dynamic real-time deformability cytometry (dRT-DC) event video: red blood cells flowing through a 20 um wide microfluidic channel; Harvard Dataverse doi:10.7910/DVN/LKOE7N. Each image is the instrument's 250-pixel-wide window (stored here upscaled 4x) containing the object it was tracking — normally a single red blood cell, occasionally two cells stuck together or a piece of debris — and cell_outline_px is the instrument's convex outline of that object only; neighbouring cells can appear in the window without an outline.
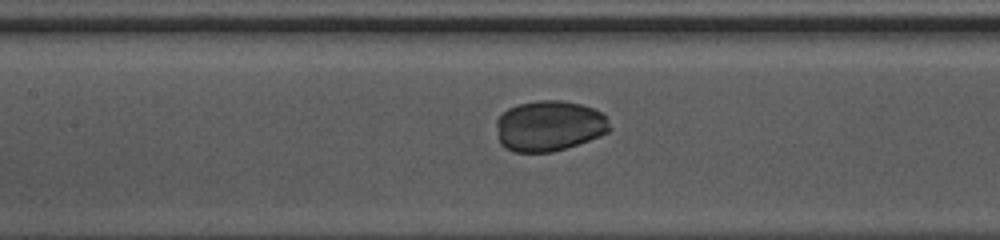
{"species": "common noctule bat (a hibernating species)", "species_latin": "Nyctalus noctula", "temperature_condition": "warm", "stored_images_in_passage": 32, "camera_frame_rate_fps": 3000, "um_per_image_px": 0.085, "animal": {"sex": "female", "body_mass_g": 10.0, "forearm_length_mm": 53.1}, "frame": {"image": 1, "passage_image": 9, "time_ms": 2.667, "image_size_px": [1000, 240], "cell_outline_px": [[612, 128], [608, 132], [600, 136], [552, 152], [516, 152], [500, 144], [496, 124], [496, 120], [508, 108], [520, 104], [540, 100], [560, 100], [580, 104], [592, 108], [600, 112], [608, 120]], "centroid_in_image_um": [46.68, 10.7], "position_along_channel_um": 160.7, "area_um2": 33.12}}
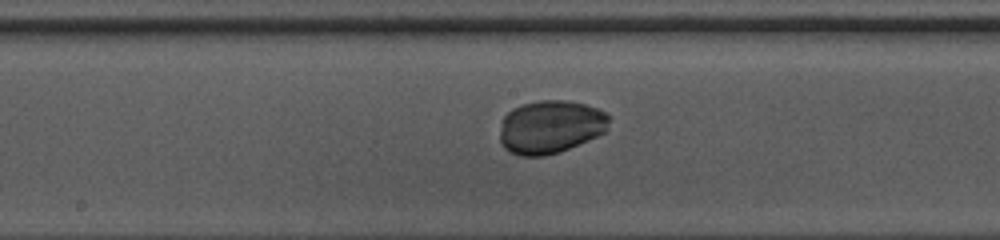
{"frame": {"image": 2, "passage_image": 12, "time_ms": 3.667, "image_size_px": [1000, 240], "cell_outline_px": [[608, 128], [604, 132], [596, 136], [560, 152], [544, 156], [520, 156], [504, 148], [500, 140], [500, 132], [504, 116], [512, 108], [524, 104], [540, 100], [568, 100], [584, 104], [596, 108], [604, 112], [608, 116]], "centroid_in_image_um": [46.77, 10.78], "position_along_channel_um": 201.4, "area_um2": 33.64}}
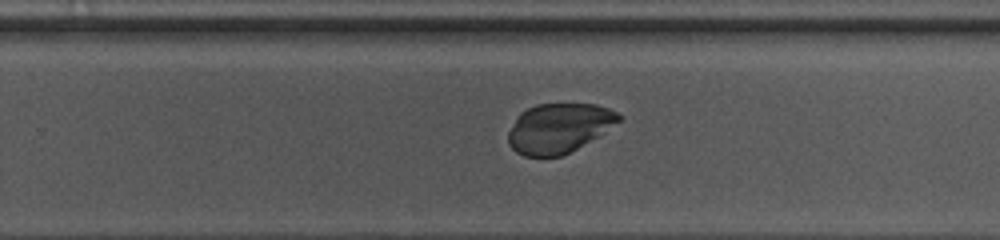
{"frame": {"image": 3, "passage_image": 18, "time_ms": 5.667, "image_size_px": [1000, 240], "cell_outline_px": [[624, 116], [620, 120], [600, 136], [560, 156], [524, 156], [516, 152], [508, 144], [508, 132], [516, 116], [520, 112], [536, 104], [596, 104], [608, 108]], "centroid_in_image_um": [47.5, 10.88], "position_along_channel_um": 282.3, "area_um2": 31.96}}